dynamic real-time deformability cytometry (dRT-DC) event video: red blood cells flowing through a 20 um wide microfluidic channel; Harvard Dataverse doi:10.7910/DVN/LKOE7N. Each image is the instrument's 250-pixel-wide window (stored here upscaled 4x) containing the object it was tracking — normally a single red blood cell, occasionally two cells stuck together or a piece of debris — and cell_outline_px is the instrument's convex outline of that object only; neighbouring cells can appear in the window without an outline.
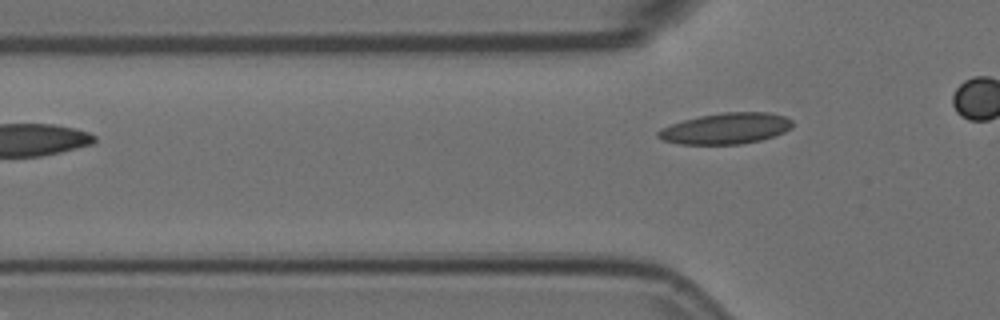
{"species": "Egyptian fruit bat (a non-hibernating species)", "species_latin": "Rousettus aegyptiacus", "temperature_condition": "room temperature", "stored_images_in_passage": 5, "camera_frame_rate_fps": 3000, "um_per_image_px": 0.085, "animal": {"sex": "female"}, "frame": {"image": 1, "passage_image": 5, "time_ms": 1.333, "image_size_px": [1000, 320], "cell_outline_px": [[792, 128], [784, 132], [760, 140], [740, 144], [680, 144], [664, 140], [656, 136], [656, 132], [660, 128], [684, 120], [700, 116], [724, 112], [768, 112], [784, 116], [792, 120]], "centroid_in_image_um": [61.69, 10.92], "position_along_channel_um": 64.1, "area_um2": 24.16}}